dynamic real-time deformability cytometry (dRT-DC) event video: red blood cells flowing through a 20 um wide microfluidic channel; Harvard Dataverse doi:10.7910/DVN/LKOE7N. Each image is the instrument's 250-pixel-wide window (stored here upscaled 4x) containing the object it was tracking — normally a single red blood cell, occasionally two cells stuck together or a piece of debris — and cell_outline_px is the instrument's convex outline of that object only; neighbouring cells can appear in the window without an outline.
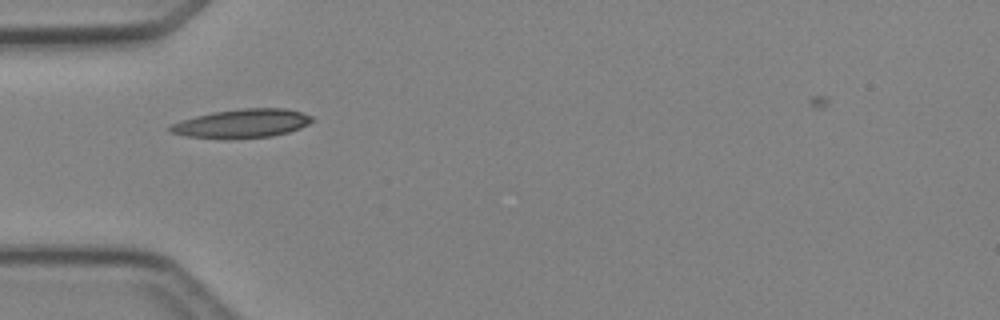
{"species": "Egyptian fruit bat (a non-hibernating species)", "species_latin": "Rousettus aegyptiacus", "temperature_condition": "cold", "stored_images_in_passage": 1, "camera_frame_rate_fps": 3000, "um_per_image_px": 0.085, "animal": {"sex": "female"}, "frame": {"image": 1, "passage_image": 1, "time_ms": 0.0, "image_size_px": [1000, 320], "cell_outline_px": [[316, 120], [300, 128], [288, 132], [272, 136], [188, 136], [168, 132], [168, 128], [172, 124], [180, 120], [212, 112], [240, 108], [284, 108], [300, 112], [312, 116]], "centroid_in_image_um": [20.62, 10.44], "position_along_channel_um": 64.4, "area_um2": 22.89}}